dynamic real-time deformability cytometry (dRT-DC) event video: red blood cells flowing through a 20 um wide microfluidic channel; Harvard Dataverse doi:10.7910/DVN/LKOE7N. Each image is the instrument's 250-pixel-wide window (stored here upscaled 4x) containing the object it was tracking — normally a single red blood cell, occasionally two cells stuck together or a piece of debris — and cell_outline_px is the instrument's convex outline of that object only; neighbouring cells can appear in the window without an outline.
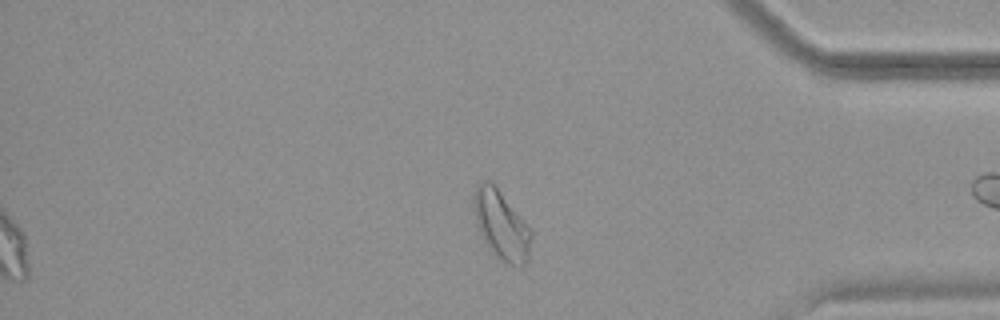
{"species": "common noctule bat (a hibernating species)", "species_latin": "Nyctalus noctula", "temperature_condition": "warm", "stored_images_in_passage": 55, "segment_of_instrument_passage": [2, 2], "camera_frame_rate_fps": 3000, "um_per_image_px": 0.085, "animal": {"sex": "female", "body_mass_g": 18.4}, "frame": {"image": 1, "passage_image": 55, "time_ms": 18.0, "image_size_px": [1000, 320], "cell_outline_px": [[532, 236], [528, 260], [520, 268], [508, 264], [500, 260], [488, 248], [476, 224], [472, 208], [472, 196], [476, 188], [484, 180], [488, 180], [500, 192], [532, 228]], "centroid_in_image_um": [42.62, 19.17], "position_along_channel_um": 392.6, "area_um2": 23.29}}